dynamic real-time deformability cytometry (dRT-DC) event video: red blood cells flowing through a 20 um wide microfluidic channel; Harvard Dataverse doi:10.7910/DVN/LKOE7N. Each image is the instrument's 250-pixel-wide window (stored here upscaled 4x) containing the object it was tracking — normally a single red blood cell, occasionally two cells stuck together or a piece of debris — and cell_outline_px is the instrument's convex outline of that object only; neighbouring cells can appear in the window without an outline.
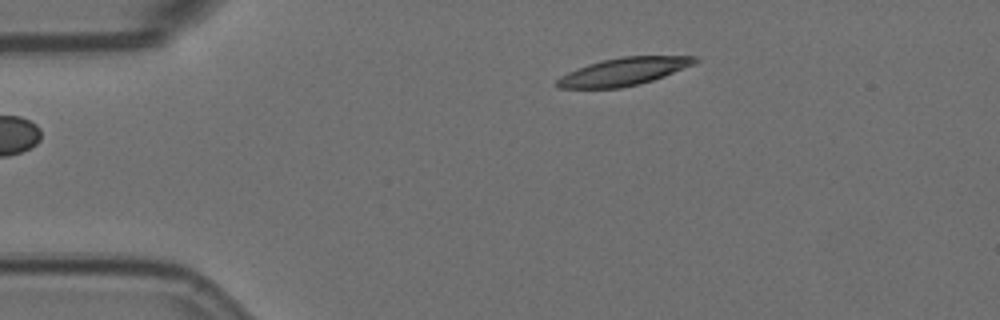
{"species": "Egyptian fruit bat (a non-hibernating species)", "species_latin": "Rousettus aegyptiacus", "temperature_condition": "room temperature", "stored_images_in_passage": 3, "camera_frame_rate_fps": 3000, "um_per_image_px": 0.085, "animal": {"sex": "female"}, "frame": {"image": 1, "passage_image": 1, "time_ms": 0.0, "image_size_px": [1000, 320], "cell_outline_px": [[700, 60], [692, 64], [664, 76], [640, 84], [620, 88], [560, 88], [556, 84], [556, 80], [560, 76], [576, 68], [588, 64], [620, 56], [700, 56]], "centroid_in_image_um": [53.0, 6.08], "position_along_channel_um": 32.0, "area_um2": 22.14}}
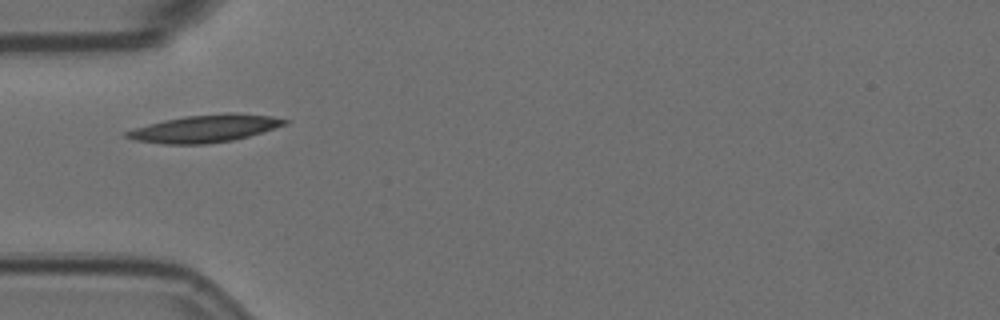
{"frame": {"image": 2, "passage_image": 3, "time_ms": 0.667, "image_size_px": [1000, 320], "cell_outline_px": [[292, 120], [288, 124], [248, 136], [232, 140], [204, 144], [164, 144], [136, 140], [124, 136], [124, 132], [148, 124], [164, 120], [184, 116], [228, 112], [236, 112], [272, 116]], "centroid_in_image_um": [17.47, 10.91], "position_along_channel_um": 67.5, "area_um2": 25.32}}